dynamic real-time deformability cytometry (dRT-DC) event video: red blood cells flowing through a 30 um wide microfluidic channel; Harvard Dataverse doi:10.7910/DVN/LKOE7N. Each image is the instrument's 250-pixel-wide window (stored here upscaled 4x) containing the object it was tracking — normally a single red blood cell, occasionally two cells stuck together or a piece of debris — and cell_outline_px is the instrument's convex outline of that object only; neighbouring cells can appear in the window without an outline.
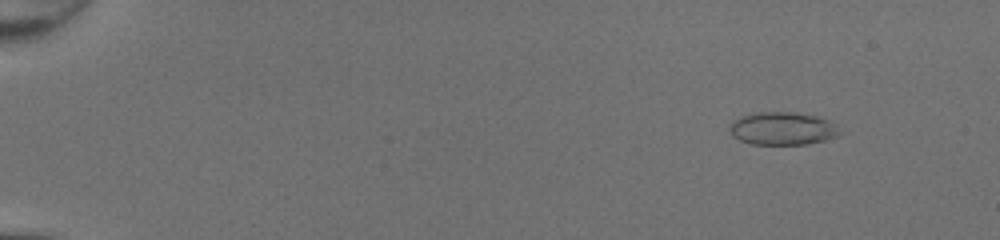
{"species": "common noctule bat (a hibernating species)", "species_latin": "Nyctalus noctula", "temperature_condition": "room temperature", "stored_images_in_passage": 51, "camera_frame_rate_fps": 3000, "um_per_image_px": 0.085, "animal": {"sex": "female", "body_mass_g": 20.0, "forearm_length_mm": 54.0}, "frame": {"image": 1, "passage_image": 7, "time_ms": 2.0, "image_size_px": [1000, 240], "cell_outline_px": [[844, 132], [840, 136], [824, 140], [804, 144], [752, 144], [740, 140], [732, 136], [728, 128], [732, 120], [740, 116], [756, 112], [792, 112], [816, 116], [828, 120], [836, 124]], "centroid_in_image_um": [66.53, 10.92], "position_along_channel_um": 18.5, "area_um2": 21.39}}
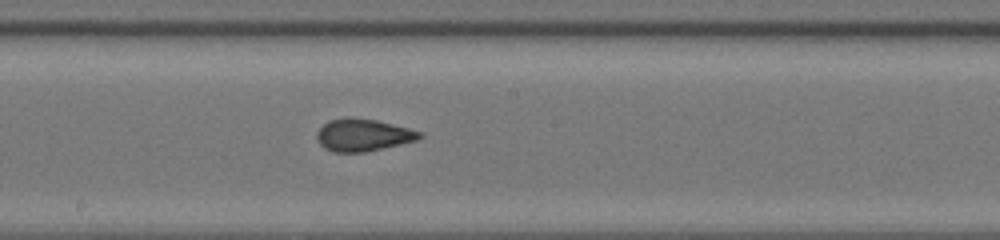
{"frame": {"image": 2, "passage_image": 31, "time_ms": 10.0, "image_size_px": [1000, 240], "cell_outline_px": [[424, 136], [416, 140], [400, 144], [364, 152], [332, 152], [324, 148], [316, 140], [316, 132], [328, 120], [348, 116], [376, 120], [424, 132]], "centroid_in_image_um": [30.83, 11.47], "position_along_channel_um": 217.4, "area_um2": 19.48}}
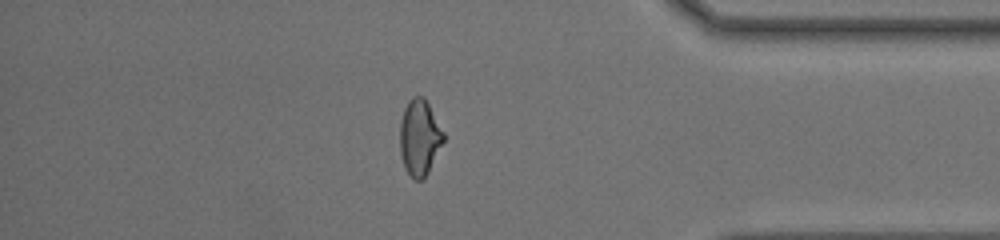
{"frame": {"image": 3, "passage_image": 45, "time_ms": 14.667, "image_size_px": [1000, 240], "cell_outline_px": [[444, 140], [424, 180], [416, 180], [404, 168], [400, 152], [400, 120], [404, 108], [408, 100], [412, 96], [424, 96], [444, 132]], "centroid_in_image_um": [35.65, 11.67], "position_along_channel_um": 399.6, "area_um2": 19.31}, "authors_computed_cell_mechanics": {"area_um2": 19.652, "velocity_mm_per_s": 4.3442, "shape_relaxation_time_tau1_ms": null, "shape_relaxation_time_tau2_ms": 0.7932, "deformation_change_tau1": null, "deformation_change_tau2": 0.0684}}